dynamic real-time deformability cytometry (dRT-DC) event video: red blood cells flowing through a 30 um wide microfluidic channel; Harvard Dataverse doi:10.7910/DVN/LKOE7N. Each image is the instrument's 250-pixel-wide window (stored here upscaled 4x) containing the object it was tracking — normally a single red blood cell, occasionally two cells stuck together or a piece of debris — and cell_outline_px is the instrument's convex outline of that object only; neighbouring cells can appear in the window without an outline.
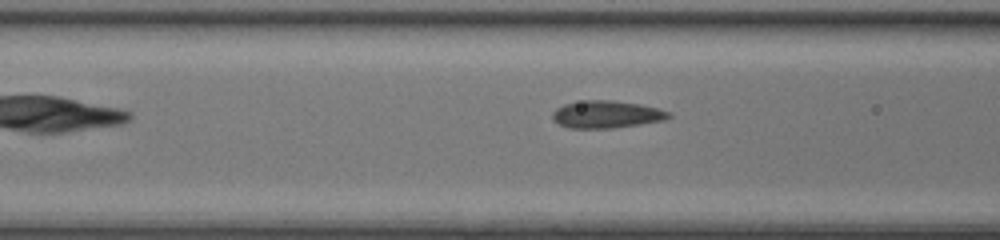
{"species": "common noctule bat (a hibernating species)", "species_latin": "Nyctalus noctula", "temperature_condition": "room temperature", "stored_images_in_passage": 20, "camera_frame_rate_fps": 3000, "um_per_image_px": 0.085, "animal": {"sex": "female", "body_mass_g": 17.0, "forearm_length_mm": 48.0}, "frame": {"image": 1, "passage_image": 6, "time_ms": 1.667, "image_size_px": [1000, 240], "cell_outline_px": [[672, 116], [664, 120], [640, 124], [612, 128], [568, 128], [552, 120], [552, 112], [556, 108], [564, 104], [588, 100], [608, 100], [640, 104], [656, 108], [668, 112]], "centroid_in_image_um": [51.51, 9.73], "position_along_channel_um": 115.1, "area_um2": 18.38}}
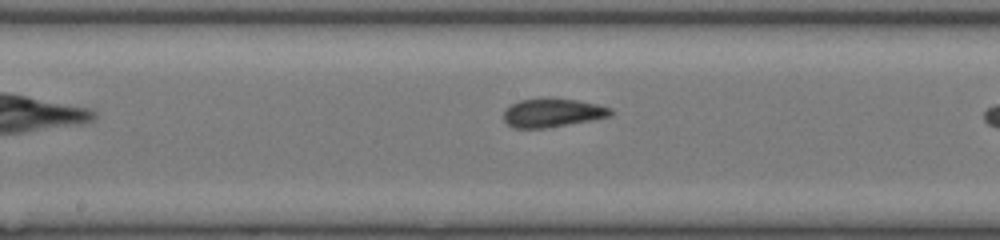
{"frame": {"image": 2, "passage_image": 12, "time_ms": 3.667, "image_size_px": [1000, 240], "cell_outline_px": [[612, 116], [544, 128], [512, 128], [504, 120], [504, 108], [520, 100], [576, 100], [596, 104], [612, 108]], "centroid_in_image_um": [46.94, 9.61], "position_along_channel_um": 201.3, "area_um2": 17.22}}
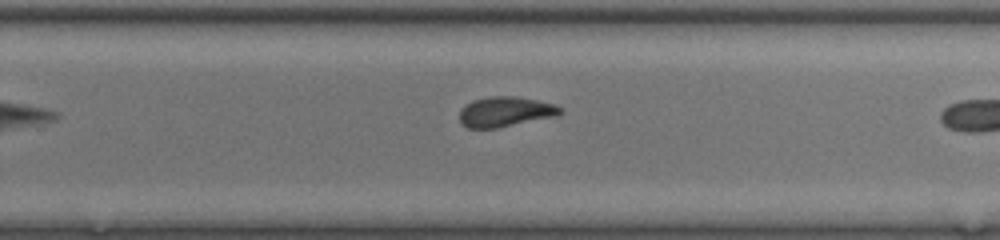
{"frame": {"image": 3, "passage_image": 18, "time_ms": 5.667, "image_size_px": [1000, 240], "cell_outline_px": [[564, 112], [556, 116], [496, 128], [468, 128], [460, 124], [460, 108], [472, 100], [492, 96], [516, 96], [536, 100], [552, 104], [564, 108]], "centroid_in_image_um": [42.94, 9.5], "position_along_channel_um": 286.9, "area_um2": 17.69}}